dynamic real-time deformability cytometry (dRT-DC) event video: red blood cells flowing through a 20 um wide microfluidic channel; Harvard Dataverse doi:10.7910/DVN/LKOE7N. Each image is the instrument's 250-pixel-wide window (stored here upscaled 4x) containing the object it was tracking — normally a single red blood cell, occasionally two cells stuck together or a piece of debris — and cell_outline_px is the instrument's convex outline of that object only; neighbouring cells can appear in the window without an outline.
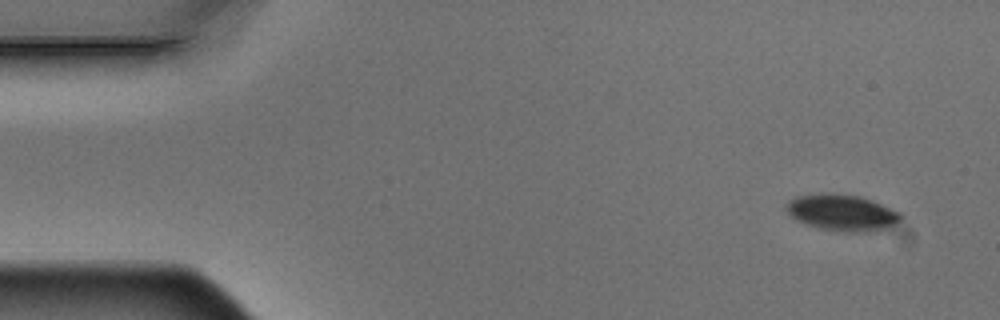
{"species": "Egyptian fruit bat (a non-hibernating species)", "species_latin": "Rousettus aegyptiacus", "temperature_condition": "warm", "stored_images_in_passage": 5, "camera_frame_rate_fps": 3000, "um_per_image_px": 0.085, "animal": {"sex": "male"}, "frame": {"image": 1, "passage_image": 1, "time_ms": 0.0, "image_size_px": [1000, 320], "cell_outline_px": [[904, 216], [900, 220], [888, 228], [880, 232], [844, 232], [820, 228], [796, 220], [784, 208], [796, 196], [820, 192], [828, 192], [860, 196], [872, 200], [900, 212]], "centroid_in_image_um": [71.62, 18.07], "position_along_channel_um": 13.4, "area_um2": 24.51}}
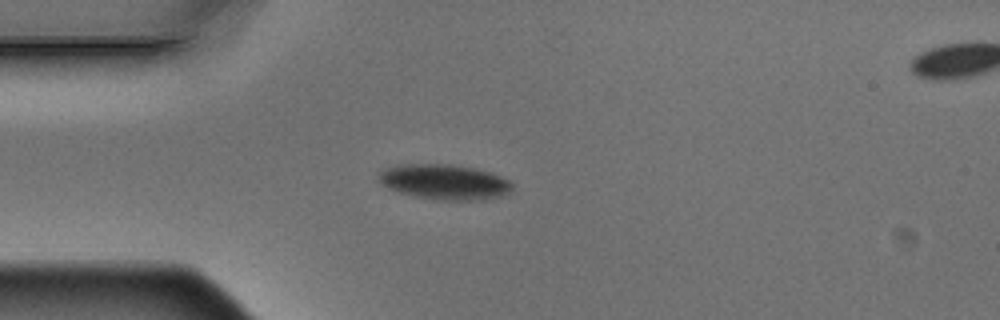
{"frame": {"image": 2, "passage_image": 4, "time_ms": 1.0, "image_size_px": [1000, 320], "cell_outline_px": [[512, 188], [508, 192], [500, 196], [484, 200], [436, 200], [396, 192], [380, 184], [376, 180], [380, 172], [384, 168], [396, 164], [452, 164], [492, 172], [508, 180], [512, 184]], "centroid_in_image_um": [37.71, 15.46], "position_along_channel_um": 47.3, "area_um2": 27.69}}